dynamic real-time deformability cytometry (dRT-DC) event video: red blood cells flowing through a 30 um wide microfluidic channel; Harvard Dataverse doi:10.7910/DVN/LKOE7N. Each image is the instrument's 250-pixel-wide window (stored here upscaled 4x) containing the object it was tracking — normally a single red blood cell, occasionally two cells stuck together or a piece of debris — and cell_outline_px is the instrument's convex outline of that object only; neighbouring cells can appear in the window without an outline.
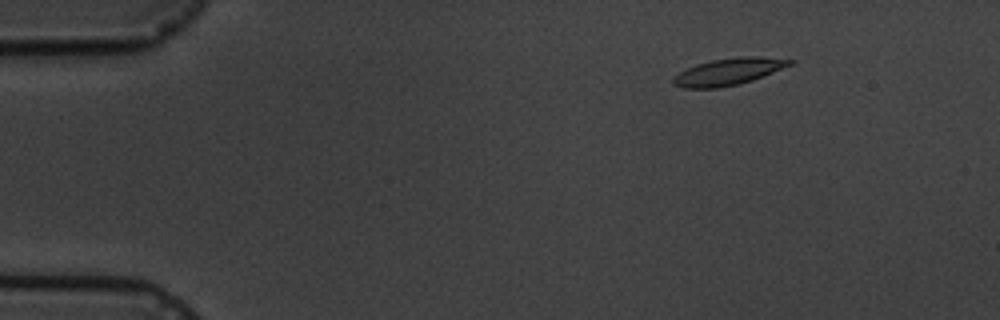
{"species": "common noctule bat (a hibernating species)", "species_latin": "Nyctalus noctula", "temperature_condition": "cold", "stored_images_in_passage": 6, "camera_frame_rate_fps": 3000, "um_per_image_px": 0.085, "animal": {"sex": "male", "body_mass_g": 19.5, "forearm_length_mm": 54.6}, "frame": {"image": 1, "passage_image": 2, "time_ms": 2.0, "image_size_px": [1000, 320], "cell_outline_px": [[796, 60], [792, 64], [752, 80], [720, 88], [684, 88], [672, 84], [672, 76], [696, 64], [712, 60], [744, 56], [756, 56]], "centroid_in_image_um": [61.88, 6.09], "position_along_channel_um": 23.1, "area_um2": 18.03}}
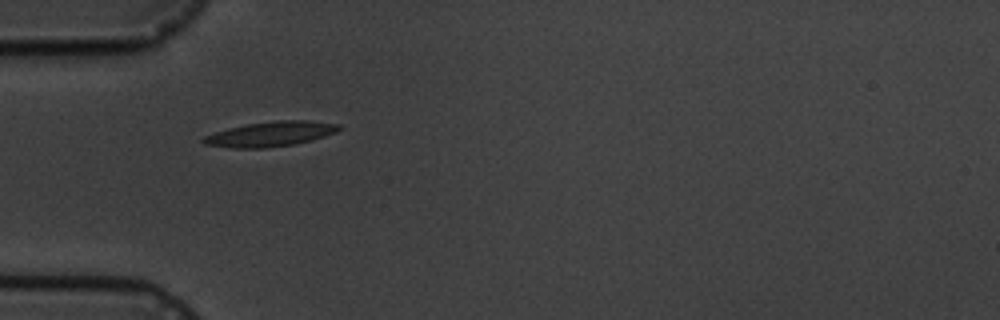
{"frame": {"image": 2, "passage_image": 5, "time_ms": 5.333, "image_size_px": [1000, 320], "cell_outline_px": [[344, 128], [336, 132], [312, 140], [296, 144], [268, 148], [232, 148], [204, 144], [200, 140], [204, 136], [228, 128], [248, 124], [276, 120], [304, 120], [340, 124]], "centroid_in_image_um": [23.02, 11.39], "position_along_channel_um": 62.0, "area_um2": 19.77}}
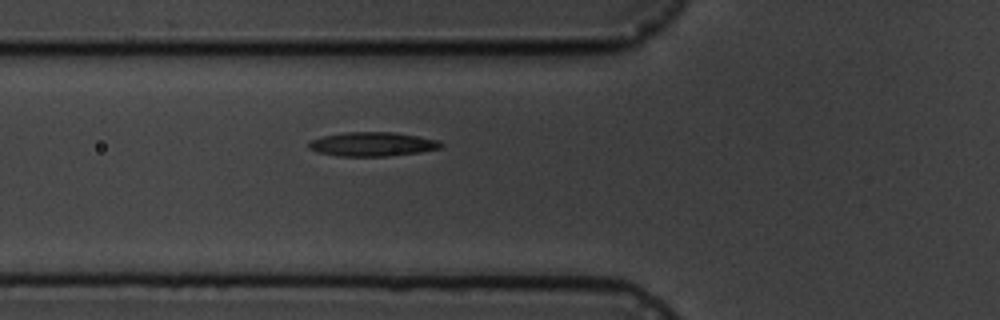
{"frame": {"image": 3, "passage_image": 6, "time_ms": 6.333, "image_size_px": [1000, 320], "cell_outline_px": [[444, 144], [440, 148], [420, 152], [388, 156], [340, 156], [316, 152], [308, 148], [308, 140], [324, 136], [344, 132], [392, 132], [440, 140]], "centroid_in_image_um": [31.63, 12.25], "position_along_channel_um": 94.2, "area_um2": 18.61}}